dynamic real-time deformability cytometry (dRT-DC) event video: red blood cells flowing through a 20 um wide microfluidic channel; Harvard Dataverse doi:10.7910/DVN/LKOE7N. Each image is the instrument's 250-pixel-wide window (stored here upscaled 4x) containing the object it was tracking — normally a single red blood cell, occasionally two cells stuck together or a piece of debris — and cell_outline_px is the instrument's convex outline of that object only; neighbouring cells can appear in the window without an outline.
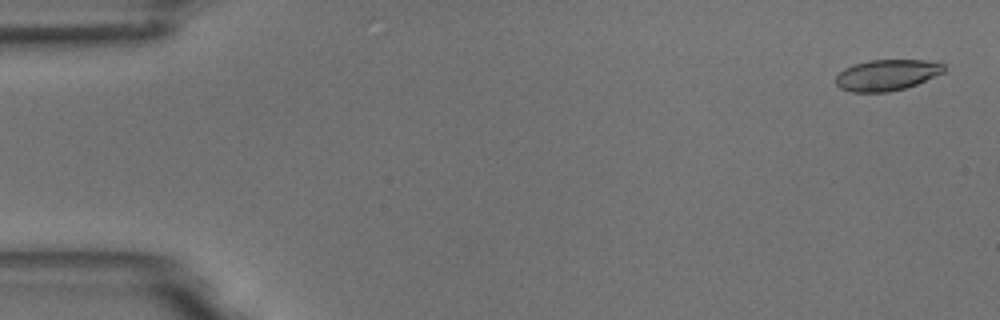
{"species": "common noctule bat (a hibernating species)", "species_latin": "Nyctalus noctula", "temperature_condition": "room temperature", "stored_images_in_passage": 10, "camera_frame_rate_fps": 3000, "um_per_image_px": 0.085, "animal": {"sex": "male", "body_mass_g": 18.8}, "frame": {"image": 1, "passage_image": 2, "time_ms": 0.333, "image_size_px": [1000, 320], "cell_outline_px": [[944, 72], [916, 84], [904, 88], [888, 92], [852, 92], [840, 88], [836, 84], [836, 76], [844, 68], [868, 60], [924, 60], [944, 64]], "centroid_in_image_um": [75.36, 6.38], "position_along_channel_um": 9.6, "area_um2": 19.36}}